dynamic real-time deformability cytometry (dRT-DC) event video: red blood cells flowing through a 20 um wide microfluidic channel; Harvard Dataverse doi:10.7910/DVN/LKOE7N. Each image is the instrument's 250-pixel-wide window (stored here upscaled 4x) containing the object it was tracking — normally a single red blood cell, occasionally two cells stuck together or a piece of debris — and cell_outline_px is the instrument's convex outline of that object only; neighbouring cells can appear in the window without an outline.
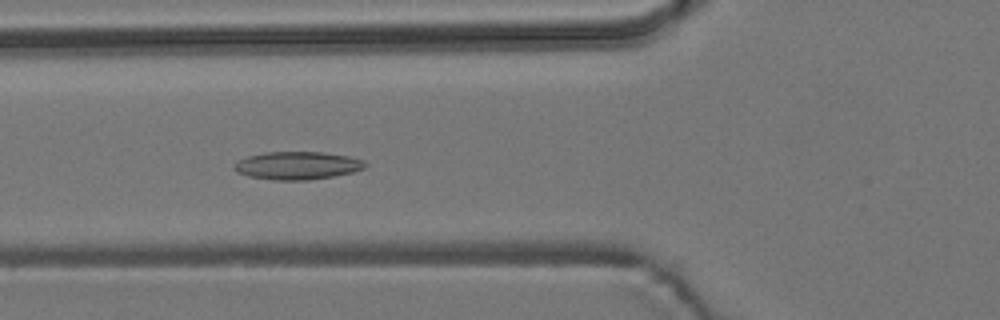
{"species": "common noctule bat (a hibernating species)", "species_latin": "Nyctalus noctula", "temperature_condition": "room temperature", "stored_images_in_passage": 55, "camera_frame_rate_fps": 3000, "um_per_image_px": 0.085, "animal": {"sex": "male", "body_mass_g": 19.2, "forearm_length_mm": 51.8}, "frame": {"image": 1, "passage_image": 20, "time_ms": 6.333, "image_size_px": [1000, 320], "cell_outline_px": [[368, 164], [364, 168], [352, 172], [332, 176], [308, 180], [272, 180], [248, 176], [236, 172], [232, 164], [248, 156], [264, 152], [324, 152], [348, 156], [364, 160]], "centroid_in_image_um": [25.26, 14.07], "position_along_channel_um": 100.5, "area_um2": 21.33}}
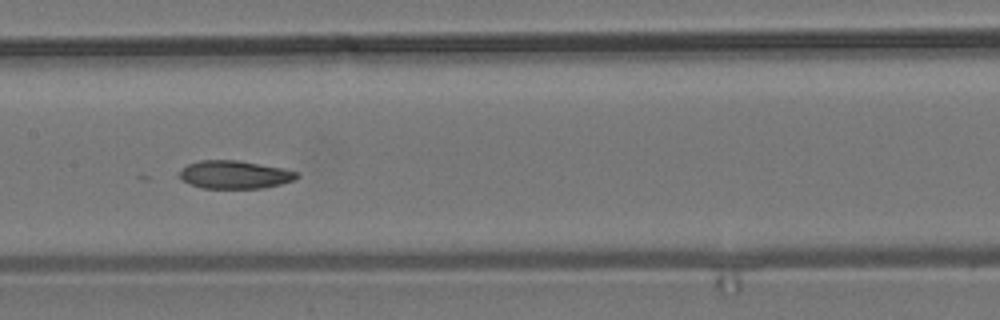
{"frame": {"image": 2, "passage_image": 27, "time_ms": 8.667, "image_size_px": [1000, 320], "cell_outline_px": [[300, 176], [296, 180], [264, 188], [200, 188], [176, 176], [188, 164], [200, 160], [236, 160], [284, 168], [296, 172]], "centroid_in_image_um": [19.97, 14.84], "position_along_channel_um": 187.4, "area_um2": 19.13}}
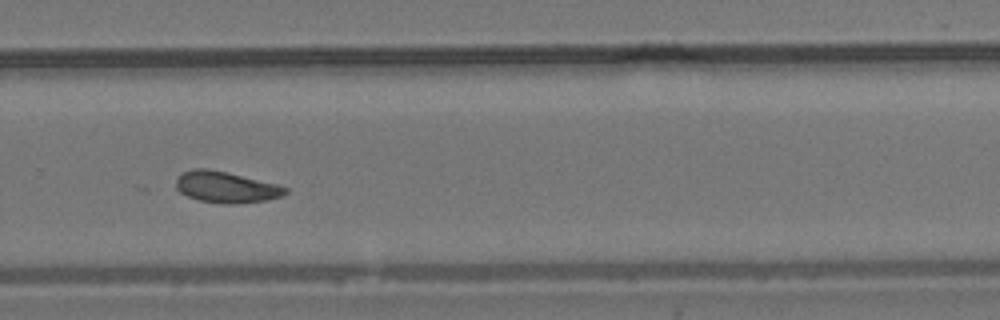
{"frame": {"image": 3, "passage_image": 37, "time_ms": 12.0, "image_size_px": [1000, 320], "cell_outline_px": [[288, 192], [284, 196], [268, 200], [232, 204], [224, 204], [200, 200], [188, 196], [180, 192], [176, 188], [176, 180], [180, 172], [192, 168], [208, 168], [276, 184], [288, 188]], "centroid_in_image_um": [19.2, 15.9], "position_along_channel_um": 310.6, "area_um2": 19.88}}